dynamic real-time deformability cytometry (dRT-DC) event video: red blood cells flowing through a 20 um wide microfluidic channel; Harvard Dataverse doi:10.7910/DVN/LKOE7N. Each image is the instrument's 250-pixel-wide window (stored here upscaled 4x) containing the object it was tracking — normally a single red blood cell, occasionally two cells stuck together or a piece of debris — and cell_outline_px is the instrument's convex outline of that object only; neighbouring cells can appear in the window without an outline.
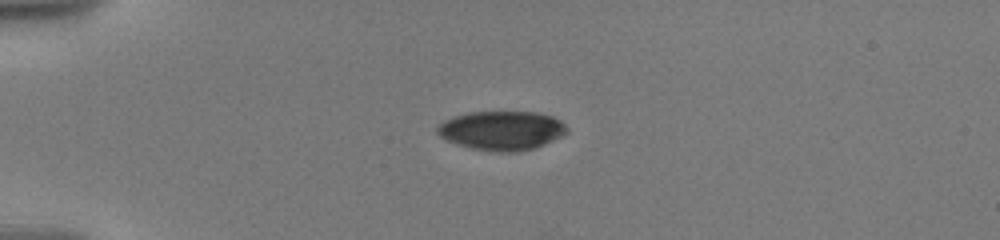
{"species": "human", "species_latin": "Homo sapiens", "temperature_condition": "warm", "stored_images_in_passage": 5, "camera_frame_rate_fps": 3000, "um_per_image_px": 0.085, "donor": {"sex": "male"}, "frame": {"image": 1, "passage_image": 1, "time_ms": 0.0, "image_size_px": [1000, 240], "cell_outline_px": [[568, 132], [544, 144], [520, 152], [488, 152], [456, 144], [440, 136], [436, 132], [436, 128], [444, 120], [468, 112], [536, 112], [552, 116], [560, 120], [568, 128]], "centroid_in_image_um": [42.64, 11.1], "position_along_channel_um": 42.4, "area_um2": 29.54}}
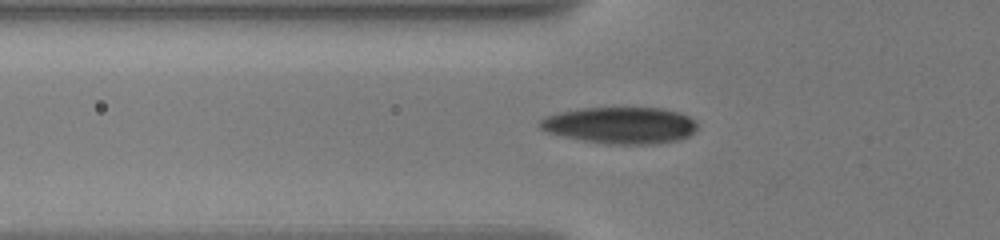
{"frame": {"image": 2, "passage_image": 4, "time_ms": 2.0, "image_size_px": [1000, 240], "cell_outline_px": [[696, 128], [688, 136], [680, 140], [652, 144], [616, 144], [588, 140], [548, 132], [540, 128], [536, 124], [544, 116], [560, 112], [580, 108], [664, 108], [680, 112], [696, 120]], "centroid_in_image_um": [52.76, 10.63], "position_along_channel_um": 73.0, "area_um2": 33.29}}